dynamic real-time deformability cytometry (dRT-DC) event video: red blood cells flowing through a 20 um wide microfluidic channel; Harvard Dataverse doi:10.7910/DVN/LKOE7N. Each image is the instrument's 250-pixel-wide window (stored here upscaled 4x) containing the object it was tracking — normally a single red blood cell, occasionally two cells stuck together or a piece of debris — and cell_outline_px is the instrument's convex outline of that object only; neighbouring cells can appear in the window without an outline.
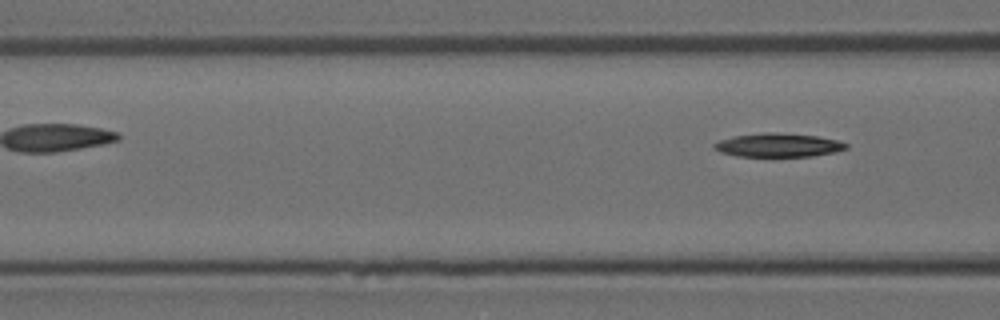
{"species": "Egyptian fruit bat (a non-hibernating species)", "species_latin": "Rousettus aegyptiacus", "temperature_condition": "room temperature", "stored_images_in_passage": 4, "segment_of_instrument_passage": [2, 2], "camera_frame_rate_fps": 3000, "um_per_image_px": 0.085, "animal": {"sex": "female"}, "frame": {"image": 1, "passage_image": 4, "time_ms": 3.333, "image_size_px": [1000, 320], "cell_outline_px": [[848, 148], [836, 152], [812, 156], [736, 156], [720, 152], [712, 148], [712, 144], [720, 140], [732, 136], [764, 132], [772, 132], [816, 136], [836, 140], [848, 144]], "centroid_in_image_um": [66.11, 12.33], "position_along_channel_um": 100.5, "area_um2": 18.21}}